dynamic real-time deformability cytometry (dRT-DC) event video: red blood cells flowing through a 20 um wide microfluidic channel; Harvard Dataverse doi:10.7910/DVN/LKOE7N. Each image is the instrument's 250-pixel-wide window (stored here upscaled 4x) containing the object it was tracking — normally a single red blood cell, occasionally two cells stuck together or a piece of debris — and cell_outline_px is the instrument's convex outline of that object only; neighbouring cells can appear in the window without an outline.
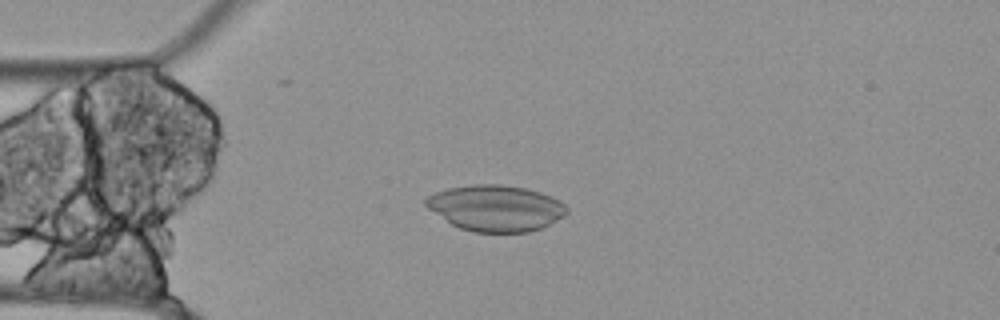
{"species": "Egyptian fruit bat (a non-hibernating species)", "species_latin": "Rousettus aegyptiacus", "temperature_condition": "cold", "stored_images_in_passage": 56, "camera_frame_rate_fps": 3000, "um_per_image_px": 0.085, "animal": {"sex": "female"}, "frame": {"image": 1, "passage_image": 14, "time_ms": 4.333, "image_size_px": [1000, 320], "cell_outline_px": [[568, 212], [564, 216], [540, 228], [528, 232], [472, 232], [460, 228], [452, 224], [428, 208], [424, 204], [424, 200], [428, 196], [436, 192], [448, 188], [472, 184], [500, 184], [524, 188], [540, 192], [552, 196], [560, 200], [568, 208]], "centroid_in_image_um": [42.14, 17.68], "position_along_channel_um": 42.9, "area_um2": 37.74}}
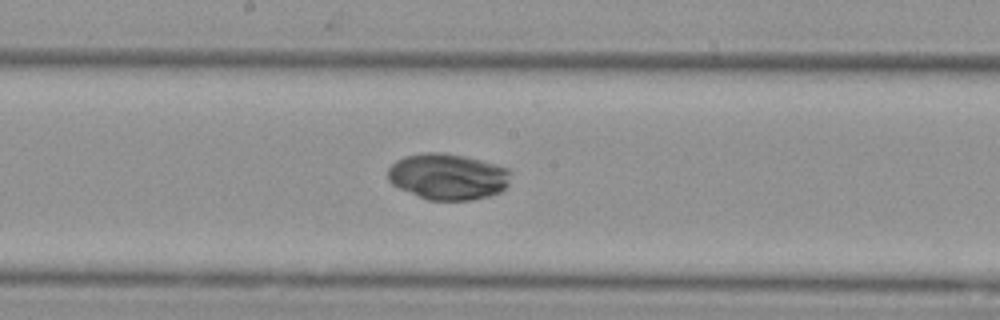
{"frame": {"image": 2, "passage_image": 29, "time_ms": 9.333, "image_size_px": [1000, 320], "cell_outline_px": [[512, 172], [508, 184], [500, 192], [488, 196], [472, 200], [428, 200], [400, 188], [392, 184], [388, 180], [388, 168], [396, 160], [404, 156], [424, 152], [440, 152], [464, 156], [496, 164], [508, 168]], "centroid_in_image_um": [38.07, 15.0], "position_along_channel_um": 210.1, "area_um2": 33.12}}
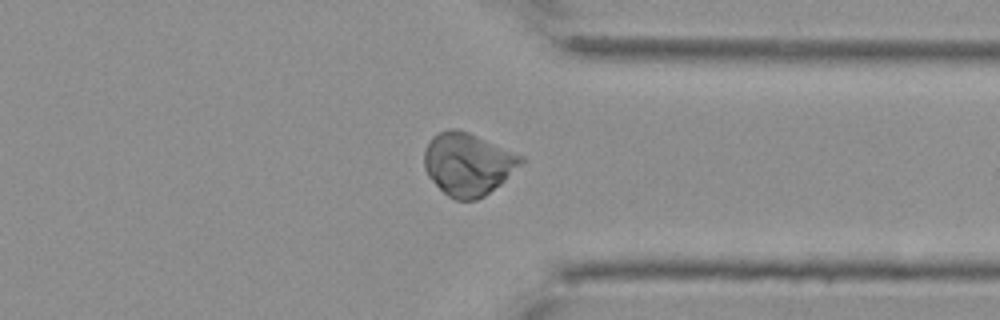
{"frame": {"image": 3, "passage_image": 43, "time_ms": 14.0, "image_size_px": [1000, 320], "cell_outline_px": [[528, 160], [500, 184], [484, 196], [476, 200], [456, 200], [448, 196], [428, 176], [424, 168], [424, 152], [432, 136], [448, 128], [456, 128], [468, 132], [524, 156]], "centroid_in_image_um": [39.8, 13.94], "position_along_channel_um": 371.6, "area_um2": 35.32}}